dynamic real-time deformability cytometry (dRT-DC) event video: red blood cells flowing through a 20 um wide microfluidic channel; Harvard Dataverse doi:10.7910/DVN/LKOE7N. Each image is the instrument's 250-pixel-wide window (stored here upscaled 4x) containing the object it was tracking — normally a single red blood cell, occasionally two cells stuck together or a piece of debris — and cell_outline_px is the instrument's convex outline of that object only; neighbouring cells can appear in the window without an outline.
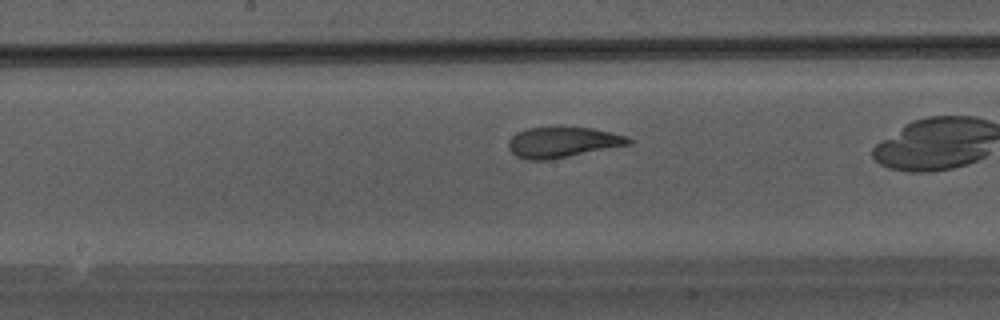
{"species": "Egyptian fruit bat (a non-hibernating species)", "species_latin": "Rousettus aegyptiacus", "temperature_condition": "warm", "stored_images_in_passage": 28, "camera_frame_rate_fps": 3000, "um_per_image_px": 0.085, "animal": {"sex": "male"}, "frame": {"image": 1, "passage_image": 16, "time_ms": 5.0, "image_size_px": [1000, 320], "cell_outline_px": [[632, 144], [548, 160], [528, 160], [516, 156], [508, 148], [508, 140], [512, 136], [528, 128], [564, 124], [592, 128], [612, 132], [628, 136], [632, 140]], "centroid_in_image_um": [47.84, 12.05], "position_along_channel_um": 200.4, "area_um2": 22.08}}